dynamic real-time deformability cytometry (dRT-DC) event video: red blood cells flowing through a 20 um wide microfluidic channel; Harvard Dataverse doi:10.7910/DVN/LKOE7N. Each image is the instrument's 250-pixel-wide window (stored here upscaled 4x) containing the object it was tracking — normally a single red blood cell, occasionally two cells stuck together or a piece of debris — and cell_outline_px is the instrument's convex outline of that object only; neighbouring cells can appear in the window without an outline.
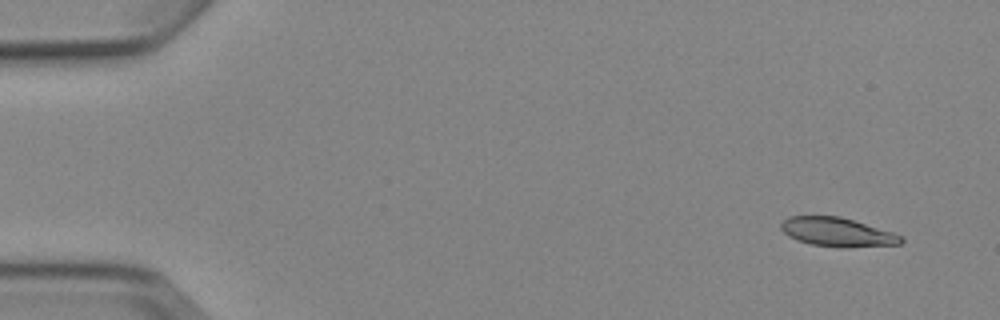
{"species": "Egyptian fruit bat (a non-hibernating species)", "species_latin": "Rousettus aegyptiacus", "temperature_condition": "cold", "stored_images_in_passage": 8, "camera_frame_rate_fps": 3000, "um_per_image_px": 0.085, "animal": {"sex": "female"}, "frame": {"image": 1, "passage_image": 1, "time_ms": 0.0, "image_size_px": [1000, 320], "cell_outline_px": [[904, 240], [900, 244], [848, 248], [840, 248], [812, 244], [796, 240], [788, 236], [780, 228], [780, 224], [788, 216], [840, 216], [892, 232], [904, 236]], "centroid_in_image_um": [71.17, 19.74], "position_along_channel_um": 13.8, "area_um2": 20.35}}
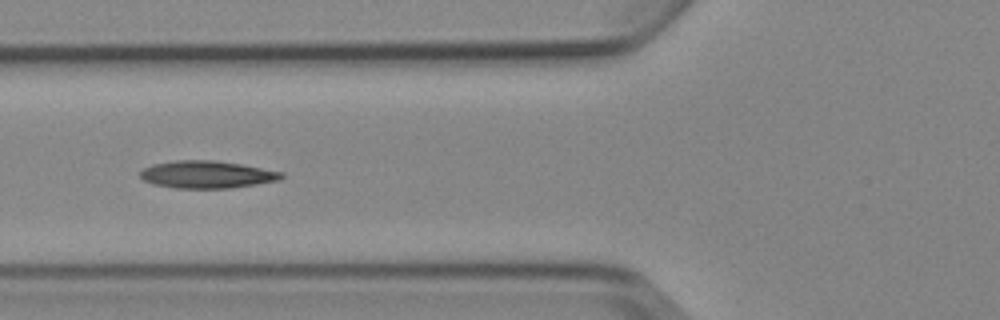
{"frame": {"image": 2, "passage_image": 5, "time_ms": 5.667, "image_size_px": [1000, 320], "cell_outline_px": [[284, 176], [280, 180], [232, 188], [176, 188], [152, 184], [144, 180], [140, 176], [140, 172], [144, 168], [152, 164], [176, 160], [216, 160], [240, 164], [284, 172]], "centroid_in_image_um": [17.59, 14.83], "position_along_channel_um": 108.2, "area_um2": 22.6}}
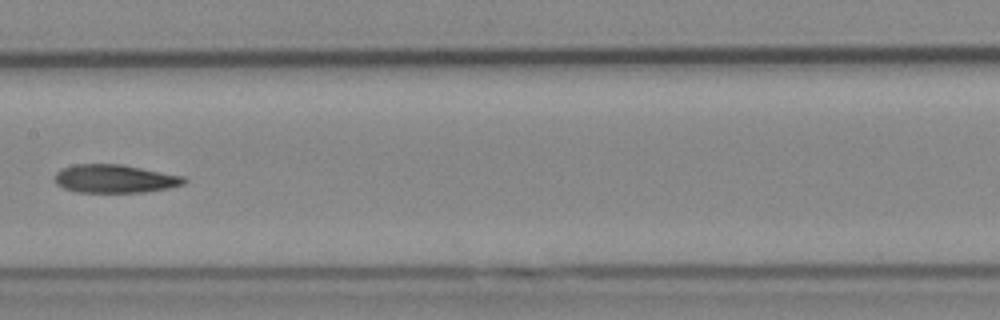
{"frame": {"image": 3, "passage_image": 7, "time_ms": 8.0, "image_size_px": [1000, 320], "cell_outline_px": [[188, 180], [184, 184], [168, 188], [144, 192], [76, 192], [64, 188], [56, 184], [56, 172], [64, 168], [76, 164], [120, 164], [184, 176]], "centroid_in_image_um": [9.78, 15.19], "position_along_channel_um": 197.6, "area_um2": 21.15}}